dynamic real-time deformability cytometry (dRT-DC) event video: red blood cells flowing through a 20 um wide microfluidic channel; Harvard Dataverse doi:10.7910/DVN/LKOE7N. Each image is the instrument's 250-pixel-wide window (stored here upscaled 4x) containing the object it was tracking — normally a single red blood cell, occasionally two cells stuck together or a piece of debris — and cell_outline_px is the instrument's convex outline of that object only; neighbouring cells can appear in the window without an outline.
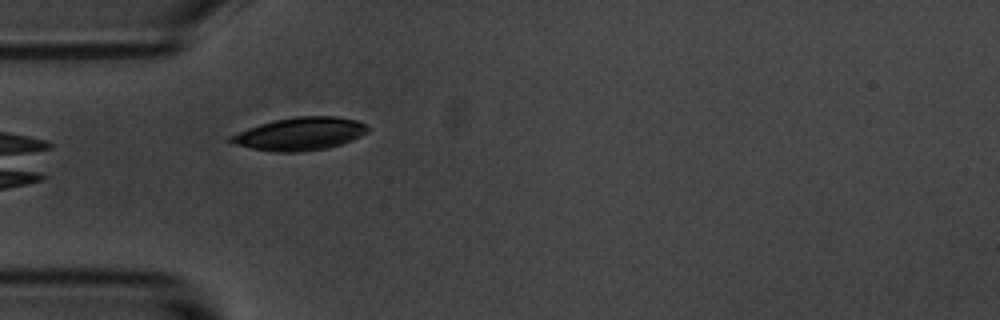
{"species": "common noctule bat (a hibernating species)", "species_latin": "Nyctalus noctula", "temperature_condition": "room temperature", "stored_images_in_passage": 5, "camera_frame_rate_fps": 3000, "um_per_image_px": 0.085, "animal": {"sex": "male", "body_mass_g": 20.1, "forearm_length_mm": 53.5}, "frame": {"image": 1, "passage_image": 4, "time_ms": 3.667, "image_size_px": [1000, 320], "cell_outline_px": [[368, 132], [352, 140], [328, 148], [300, 152], [272, 152], [252, 148], [236, 144], [228, 140], [228, 136], [248, 128], [260, 124], [276, 120], [296, 116], [336, 116], [356, 120], [364, 124], [368, 128]], "centroid_in_image_um": [25.5, 11.38], "position_along_channel_um": 59.5, "area_um2": 26.13}}